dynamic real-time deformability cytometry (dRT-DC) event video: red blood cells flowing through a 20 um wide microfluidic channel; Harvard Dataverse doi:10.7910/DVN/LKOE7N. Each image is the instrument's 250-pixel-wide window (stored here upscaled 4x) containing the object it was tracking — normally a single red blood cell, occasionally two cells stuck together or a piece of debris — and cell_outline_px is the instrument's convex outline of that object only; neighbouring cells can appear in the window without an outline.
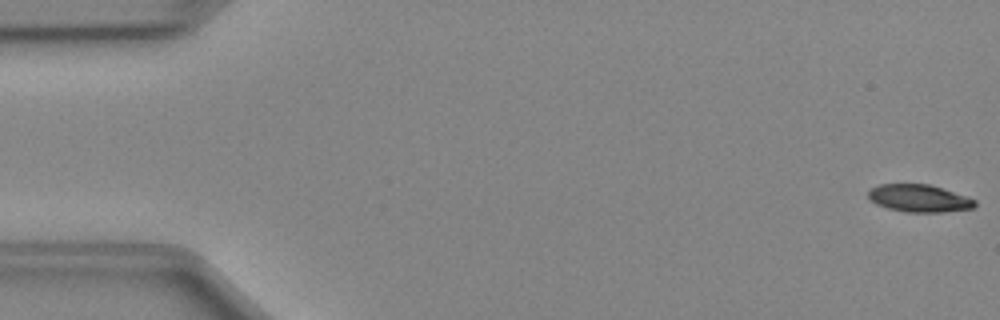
{"species": "Egyptian fruit bat (a non-hibernating species)", "species_latin": "Rousettus aegyptiacus", "temperature_condition": "cold", "stored_images_in_passage": 50, "camera_frame_rate_fps": 3000, "um_per_image_px": 0.085, "animal": {"sex": "female"}, "frame": {"image": 1, "passage_image": 1, "time_ms": 0.0, "image_size_px": [1000, 320], "cell_outline_px": [[976, 204], [972, 208], [940, 212], [908, 212], [888, 208], [876, 204], [868, 196], [868, 192], [872, 188], [880, 184], [928, 184], [976, 200]], "centroid_in_image_um": [78.09, 16.86], "position_along_channel_um": 6.9, "area_um2": 16.65}}
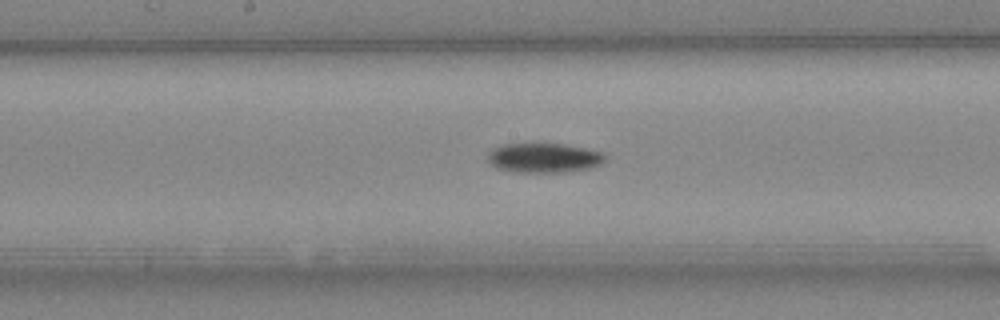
{"frame": {"image": 2, "passage_image": 26, "time_ms": 8.333, "image_size_px": [1000, 320], "cell_outline_px": [[604, 160], [600, 164], [592, 168], [568, 172], [512, 172], [496, 168], [488, 160], [488, 152], [492, 148], [504, 144], [564, 144], [604, 152]], "centroid_in_image_um": [46.22, 13.43], "position_along_channel_um": 202.0, "area_um2": 20.29}}
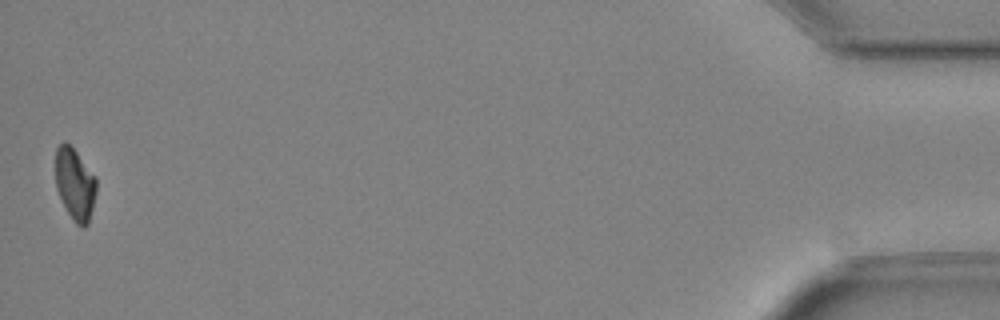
{"frame": {"image": 3, "passage_image": 50, "time_ms": 16.333, "image_size_px": [1000, 320], "cell_outline_px": [[96, 192], [88, 224], [84, 228], [76, 224], [72, 220], [56, 188], [56, 148], [64, 140], [76, 152], [96, 176]], "centroid_in_image_um": [6.38, 15.65], "position_along_channel_um": 428.8, "area_um2": 16.94}, "authors_computed_cell_mechanics": {"area_um2": 18.7272, "velocity_mm_per_s": 4.0284, "shape_relaxation_time_tau1_ms": 2.5709, "shape_relaxation_time_tau2_ms": null, "deformation_change_tau1": 0.1112, "deformation_change_tau2": null}}